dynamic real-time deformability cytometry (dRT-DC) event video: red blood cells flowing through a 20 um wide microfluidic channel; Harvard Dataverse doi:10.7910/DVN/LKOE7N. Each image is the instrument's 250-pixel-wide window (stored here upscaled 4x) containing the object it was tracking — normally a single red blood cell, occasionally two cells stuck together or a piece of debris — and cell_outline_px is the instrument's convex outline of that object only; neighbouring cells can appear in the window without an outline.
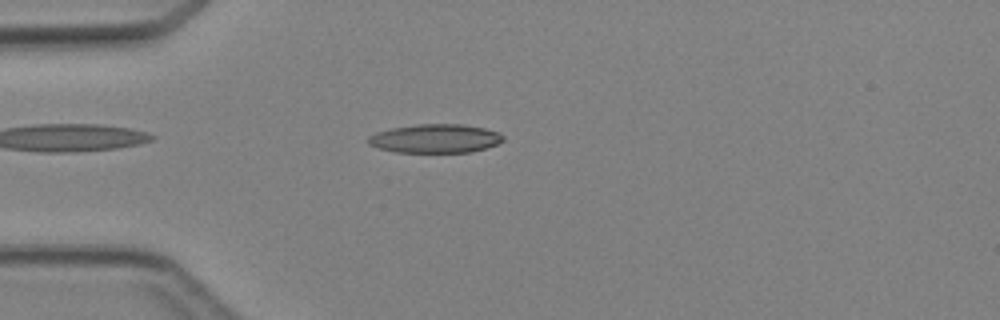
{"species": "Egyptian fruit bat (a non-hibernating species)", "species_latin": "Rousettus aegyptiacus", "temperature_condition": "cold", "stored_images_in_passage": 1, "camera_frame_rate_fps": 3000, "um_per_image_px": 0.085, "animal": {"sex": "female"}, "frame": {"image": 1, "passage_image": 1, "time_ms": 0.0, "image_size_px": [1000, 320], "cell_outline_px": [[504, 140], [496, 144], [472, 152], [396, 152], [380, 148], [368, 144], [368, 136], [376, 132], [392, 128], [416, 124], [460, 124], [484, 128], [496, 132], [504, 136]], "centroid_in_image_um": [36.98, 11.77], "position_along_channel_um": 48.0, "area_um2": 22.43}}